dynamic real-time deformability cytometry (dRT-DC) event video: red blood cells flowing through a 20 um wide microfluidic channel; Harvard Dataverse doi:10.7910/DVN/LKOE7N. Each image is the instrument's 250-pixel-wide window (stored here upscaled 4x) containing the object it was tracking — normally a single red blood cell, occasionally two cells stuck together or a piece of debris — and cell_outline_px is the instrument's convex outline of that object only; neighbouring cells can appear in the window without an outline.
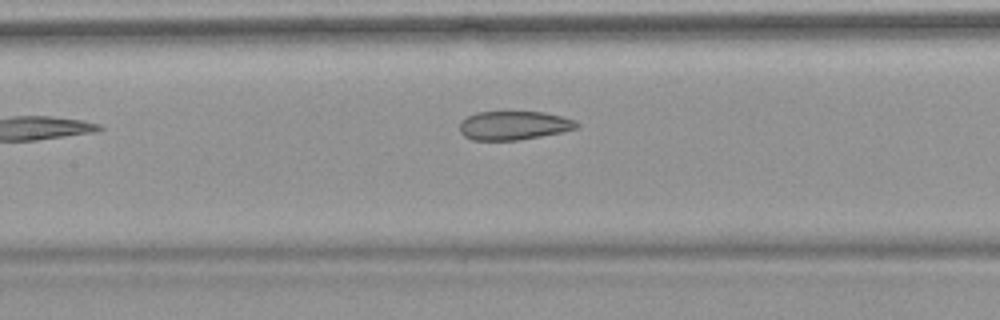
{"species": "common noctule bat (a hibernating species)", "species_latin": "Nyctalus noctula", "temperature_condition": "warm", "stored_images_in_passage": 5, "camera_frame_rate_fps": 3000, "um_per_image_px": 0.085, "animal": {"sex": "female", "body_mass_g": 18.4}, "frame": {"image": 1, "passage_image": 4, "time_ms": 3.667, "image_size_px": [1000, 320], "cell_outline_px": [[580, 124], [576, 128], [560, 132], [540, 136], [516, 140], [472, 140], [464, 136], [460, 132], [460, 120], [476, 112], [544, 112], [576, 120]], "centroid_in_image_um": [43.64, 10.66], "position_along_channel_um": 163.8, "area_um2": 19.54}}
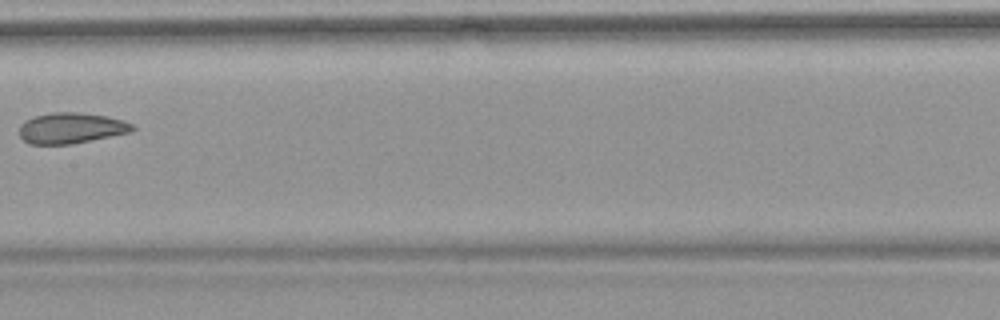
{"frame": {"image": 2, "passage_image": 5, "time_ms": 4.667, "image_size_px": [1000, 320], "cell_outline_px": [[136, 128], [132, 132], [72, 144], [28, 144], [20, 136], [20, 124], [24, 120], [36, 116], [56, 112], [76, 112], [108, 116], [132, 124]], "centroid_in_image_um": [6.04, 10.89], "position_along_channel_um": 201.4, "area_um2": 20.23}}